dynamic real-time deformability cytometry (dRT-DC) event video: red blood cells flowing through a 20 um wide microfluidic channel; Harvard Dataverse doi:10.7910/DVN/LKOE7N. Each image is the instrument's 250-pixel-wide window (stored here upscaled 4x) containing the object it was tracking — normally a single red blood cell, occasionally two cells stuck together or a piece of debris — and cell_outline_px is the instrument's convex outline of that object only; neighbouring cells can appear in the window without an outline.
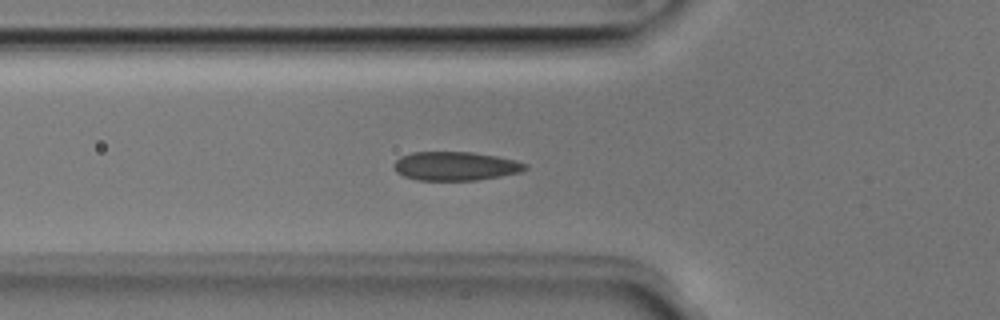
{"species": "Egyptian fruit bat (a non-hibernating species)", "species_latin": "Rousettus aegyptiacus", "temperature_condition": "room temperature", "stored_images_in_passage": 36, "segment_of_instrument_passage": [1, 2], "camera_frame_rate_fps": 3000, "um_per_image_px": 0.085, "animal": {"sex": "male"}, "frame": {"image": 1, "passage_image": 2, "time_ms": 0.333, "image_size_px": [1000, 320], "cell_outline_px": [[528, 168], [520, 172], [500, 176], [476, 180], [416, 180], [404, 176], [396, 172], [392, 164], [400, 156], [412, 152], [472, 152], [496, 156], [516, 160], [528, 164]], "centroid_in_image_um": [38.7, 14.11], "position_along_channel_um": 87.1, "area_um2": 22.14}}
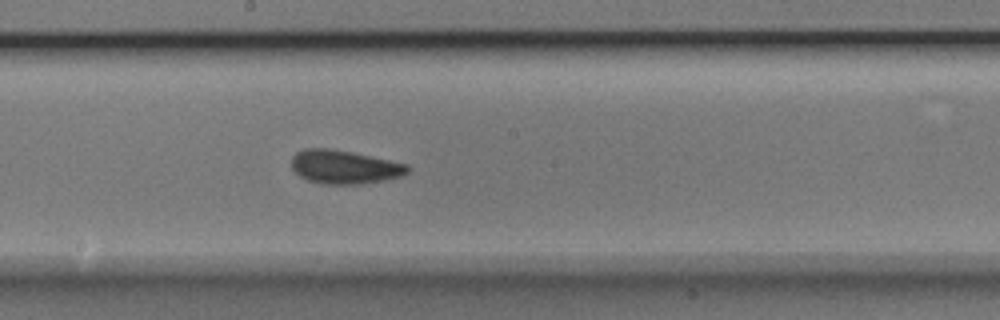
{"frame": {"image": 2, "passage_image": 12, "time_ms": 3.667, "image_size_px": [1000, 320], "cell_outline_px": [[412, 168], [404, 176], [384, 180], [356, 184], [324, 184], [308, 180], [300, 176], [292, 168], [292, 156], [296, 152], [304, 148], [328, 148], [352, 152], [408, 164]], "centroid_in_image_um": [29.29, 14.19], "position_along_channel_um": 218.9, "area_um2": 22.77}}
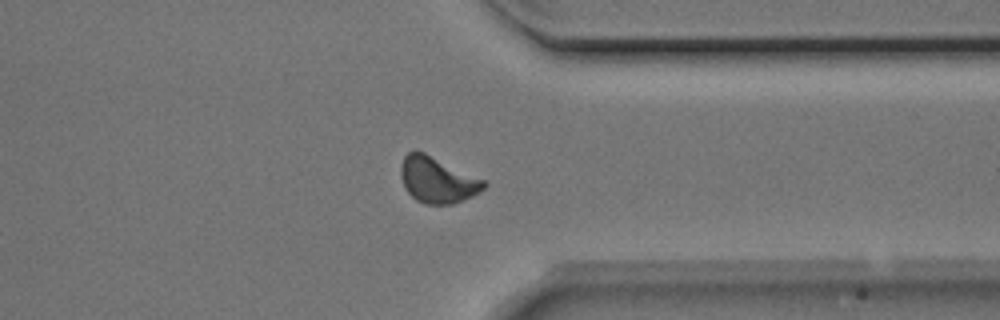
{"frame": {"image": 3, "passage_image": 24, "time_ms": 7.667, "image_size_px": [1000, 320], "cell_outline_px": [[488, 184], [480, 192], [472, 196], [452, 204], [424, 204], [416, 200], [404, 188], [400, 176], [400, 164], [404, 156], [408, 152], [424, 152], [484, 180]], "centroid_in_image_um": [37.15, 15.3], "position_along_channel_um": 374.3, "area_um2": 22.14}}